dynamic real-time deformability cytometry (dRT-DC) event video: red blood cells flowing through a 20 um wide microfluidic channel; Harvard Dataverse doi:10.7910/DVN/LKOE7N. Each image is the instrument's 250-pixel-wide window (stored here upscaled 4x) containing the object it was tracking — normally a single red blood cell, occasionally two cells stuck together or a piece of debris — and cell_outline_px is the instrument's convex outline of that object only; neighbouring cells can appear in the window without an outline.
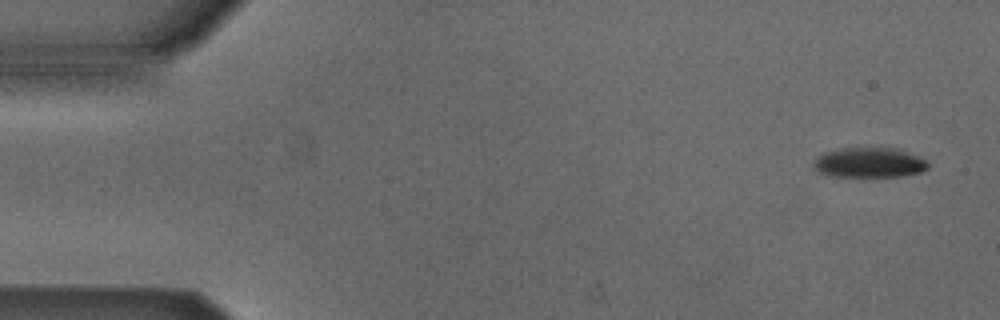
{"species": "Egyptian fruit bat (a non-hibernating species)", "species_latin": "Rousettus aegyptiacus", "temperature_condition": "cold", "stored_images_in_passage": 6, "camera_frame_rate_fps": 3000, "um_per_image_px": 0.085, "animal": {"sex": "male"}, "frame": {"image": 1, "passage_image": 1, "time_ms": 0.0, "image_size_px": [1000, 320], "cell_outline_px": [[928, 168], [920, 172], [904, 176], [828, 176], [812, 168], [812, 160], [824, 152], [836, 148], [896, 148], [908, 152], [924, 160], [928, 164]], "centroid_in_image_um": [73.81, 13.82], "position_along_channel_um": 11.2, "area_um2": 20.06}}
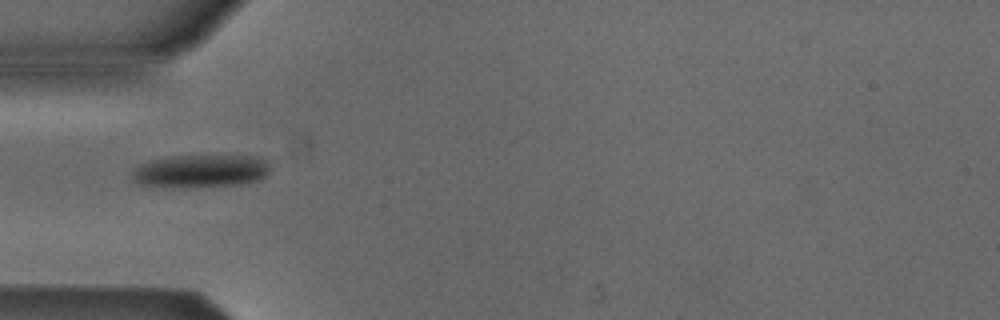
{"frame": {"image": 2, "passage_image": 5, "time_ms": 4.667, "image_size_px": [1000, 320], "cell_outline_px": [[268, 172], [260, 180], [236, 184], [184, 188], [172, 188], [136, 184], [132, 180], [132, 172], [140, 164], [148, 160], [172, 156], [260, 156], [268, 160]], "centroid_in_image_um": [17.0, 14.55], "position_along_channel_um": 68.0, "area_um2": 26.76}}
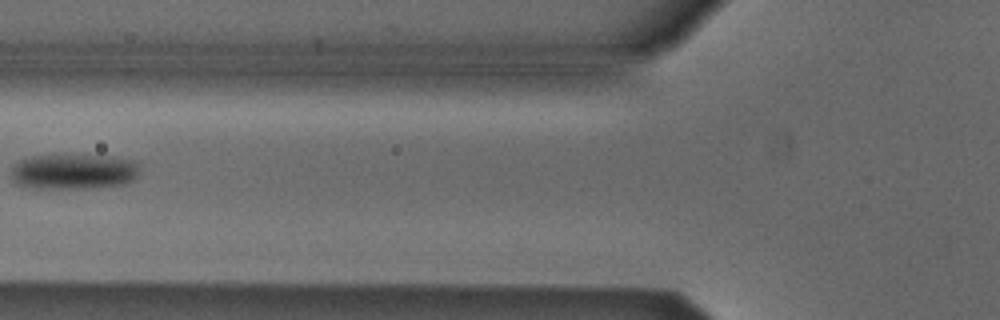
{"frame": {"image": 3, "passage_image": 6, "time_ms": 6.0, "image_size_px": [1000, 320], "cell_outline_px": [[140, 168], [136, 180], [124, 184], [92, 188], [24, 188], [12, 184], [12, 168], [20, 160], [32, 156], [64, 152], [112, 156], [132, 160]], "centroid_in_image_um": [6.24, 14.55], "position_along_channel_um": 119.6, "area_um2": 27.8}}